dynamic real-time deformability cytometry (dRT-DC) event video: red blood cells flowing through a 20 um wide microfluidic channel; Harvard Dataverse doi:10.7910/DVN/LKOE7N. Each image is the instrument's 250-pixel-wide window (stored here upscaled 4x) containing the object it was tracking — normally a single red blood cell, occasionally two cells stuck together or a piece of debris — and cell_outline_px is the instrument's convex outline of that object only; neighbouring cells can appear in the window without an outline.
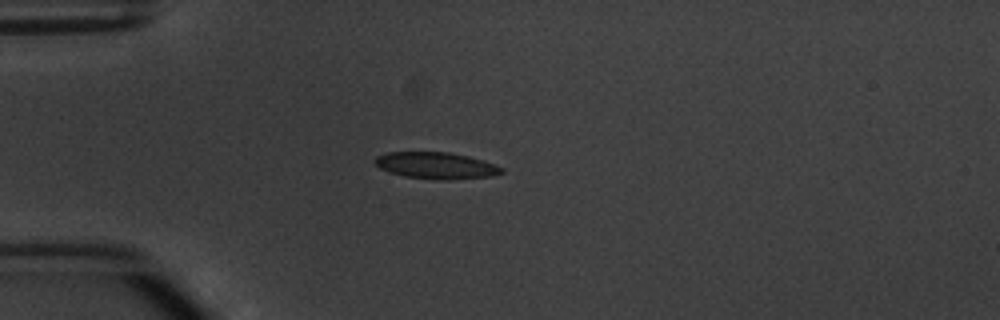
{"species": "common noctule bat (a hibernating species)", "species_latin": "Nyctalus noctula", "temperature_condition": "warm", "stored_images_in_passage": 5, "camera_frame_rate_fps": 3000, "um_per_image_px": 0.085, "animal": {"sex": "male", "body_mass_g": 20.1, "forearm_length_mm": 53.5}, "frame": {"image": 1, "passage_image": 5, "time_ms": 4.667, "image_size_px": [1000, 320], "cell_outline_px": [[504, 172], [492, 176], [440, 180], [404, 176], [388, 172], [380, 168], [372, 160], [376, 156], [388, 152], [448, 152], [468, 156], [484, 160], [504, 168]], "centroid_in_image_um": [37.06, 14.06], "position_along_channel_um": 47.9, "area_um2": 19.65}}